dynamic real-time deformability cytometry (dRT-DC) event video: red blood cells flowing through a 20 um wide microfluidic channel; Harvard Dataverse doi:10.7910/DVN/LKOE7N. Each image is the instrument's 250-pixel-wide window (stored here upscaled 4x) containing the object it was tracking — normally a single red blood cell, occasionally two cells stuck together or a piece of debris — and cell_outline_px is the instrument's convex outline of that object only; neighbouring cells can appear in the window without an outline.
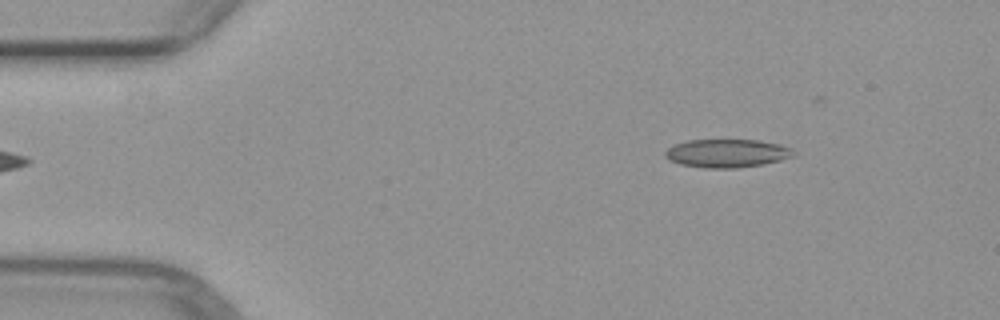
{"species": "common noctule bat (a hibernating species)", "species_latin": "Nyctalus noctula", "temperature_condition": "warm", "stored_images_in_passage": 5, "segment_of_instrument_passage": [2, 2], "camera_frame_rate_fps": 3000, "um_per_image_px": 0.085, "animal": {"sex": "female", "body_mass_g": 29.2, "forearm_length_mm": 56.3}, "frame": {"image": 1, "passage_image": 5, "time_ms": 5.0, "image_size_px": [1000, 320], "cell_outline_px": [[796, 156], [780, 160], [760, 164], [736, 168], [704, 168], [680, 164], [668, 160], [664, 156], [664, 152], [672, 144], [688, 140], [756, 140], [780, 144], [792, 148]], "centroid_in_image_um": [61.76, 13.02], "position_along_channel_um": 23.2, "area_um2": 21.27}}